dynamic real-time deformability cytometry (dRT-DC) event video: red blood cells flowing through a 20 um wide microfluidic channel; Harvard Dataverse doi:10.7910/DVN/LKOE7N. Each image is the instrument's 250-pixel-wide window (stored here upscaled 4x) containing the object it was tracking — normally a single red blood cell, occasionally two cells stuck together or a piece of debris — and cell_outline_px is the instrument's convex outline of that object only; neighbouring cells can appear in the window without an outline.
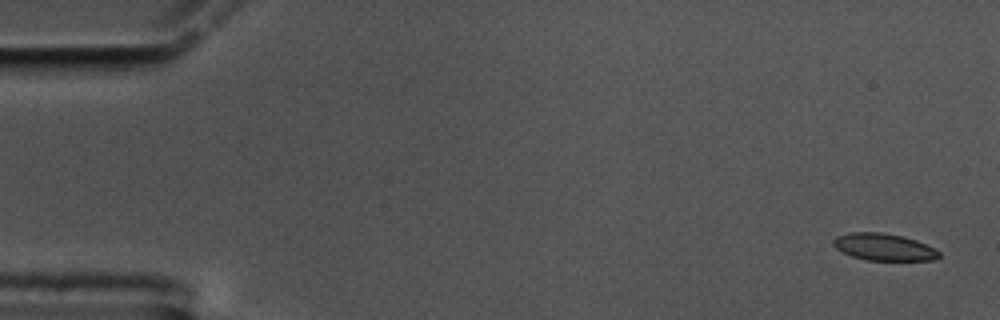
{"species": "common noctule bat (a hibernating species)", "species_latin": "Nyctalus noctula", "temperature_condition": "cold", "stored_images_in_passage": 57, "camera_frame_rate_fps": 3000, "um_per_image_px": 0.085, "animal": {"sex": "male", "body_mass_g": 17.5, "forearm_length_mm": 52.3}, "frame": {"image": 1, "passage_image": 1, "time_ms": 0.0, "image_size_px": [1000, 320], "cell_outline_px": [[940, 256], [936, 260], [868, 260], [852, 256], [836, 248], [832, 244], [832, 240], [836, 236], [852, 232], [880, 232], [904, 236], [916, 240], [940, 252]], "centroid_in_image_um": [75.11, 20.99], "position_along_channel_um": 9.9, "area_um2": 16.53}}
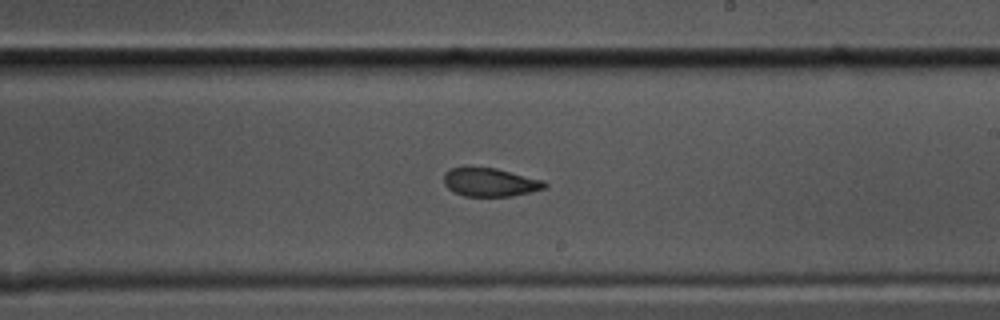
{"frame": {"image": 2, "passage_image": 33, "time_ms": 10.667, "image_size_px": [1000, 320], "cell_outline_px": [[548, 184], [544, 188], [512, 196], [464, 196], [452, 192], [444, 184], [444, 172], [452, 168], [496, 168], [544, 180]], "centroid_in_image_um": [41.64, 15.5], "position_along_channel_um": 247.4, "area_um2": 16.59}}
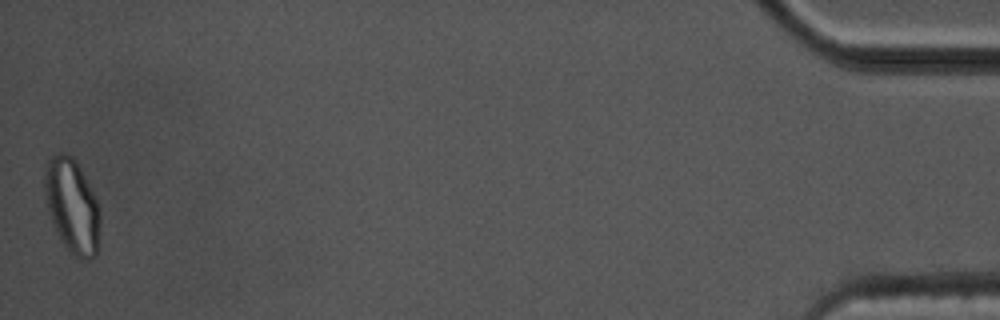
{"frame": {"image": 3, "passage_image": 57, "time_ms": 18.667, "image_size_px": [1000, 320], "cell_outline_px": [[100, 224], [96, 256], [92, 260], [84, 260], [68, 252], [60, 240], [56, 232], [48, 212], [44, 192], [44, 172], [48, 160], [52, 156], [60, 152], [64, 152], [72, 156], [76, 160], [100, 208]], "centroid_in_image_um": [6.12, 17.53], "position_along_channel_um": 429.1, "area_um2": 30.69}, "authors_computed_cell_mechanics": {"area_um2": 17.5712, "velocity_mm_per_s": 3.45, "shape_relaxation_time_tau1_ms": 10.4495, "shape_relaxation_time_tau2_ms": 2.1013, "deformation_change_tau1": 0.2056, "deformation_change_tau2": 0.0667}}